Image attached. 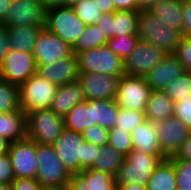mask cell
Returning a JSON list of instances; mask_svg holds the SVG:
<instances>
[{"mask_svg":"<svg viewBox=\"0 0 191 190\" xmlns=\"http://www.w3.org/2000/svg\"><path fill=\"white\" fill-rule=\"evenodd\" d=\"M68 190H117L115 176L95 169L69 175Z\"/></svg>","mask_w":191,"mask_h":190,"instance_id":"obj_17","label":"cell"},{"mask_svg":"<svg viewBox=\"0 0 191 190\" xmlns=\"http://www.w3.org/2000/svg\"><path fill=\"white\" fill-rule=\"evenodd\" d=\"M174 55L183 65L185 71H191V37H182Z\"/></svg>","mask_w":191,"mask_h":190,"instance_id":"obj_41","label":"cell"},{"mask_svg":"<svg viewBox=\"0 0 191 190\" xmlns=\"http://www.w3.org/2000/svg\"><path fill=\"white\" fill-rule=\"evenodd\" d=\"M10 143L6 138L0 136V155L8 153Z\"/></svg>","mask_w":191,"mask_h":190,"instance_id":"obj_52","label":"cell"},{"mask_svg":"<svg viewBox=\"0 0 191 190\" xmlns=\"http://www.w3.org/2000/svg\"><path fill=\"white\" fill-rule=\"evenodd\" d=\"M9 156L15 178H33L37 175L36 142L25 137L10 143Z\"/></svg>","mask_w":191,"mask_h":190,"instance_id":"obj_13","label":"cell"},{"mask_svg":"<svg viewBox=\"0 0 191 190\" xmlns=\"http://www.w3.org/2000/svg\"><path fill=\"white\" fill-rule=\"evenodd\" d=\"M77 17L86 25L97 24L104 15L94 0H82L71 6Z\"/></svg>","mask_w":191,"mask_h":190,"instance_id":"obj_35","label":"cell"},{"mask_svg":"<svg viewBox=\"0 0 191 190\" xmlns=\"http://www.w3.org/2000/svg\"><path fill=\"white\" fill-rule=\"evenodd\" d=\"M44 27L73 47L86 24L75 14L71 6H52L45 11Z\"/></svg>","mask_w":191,"mask_h":190,"instance_id":"obj_4","label":"cell"},{"mask_svg":"<svg viewBox=\"0 0 191 190\" xmlns=\"http://www.w3.org/2000/svg\"><path fill=\"white\" fill-rule=\"evenodd\" d=\"M13 0H0V22H3Z\"/></svg>","mask_w":191,"mask_h":190,"instance_id":"obj_50","label":"cell"},{"mask_svg":"<svg viewBox=\"0 0 191 190\" xmlns=\"http://www.w3.org/2000/svg\"><path fill=\"white\" fill-rule=\"evenodd\" d=\"M52 145L63 167L70 174L91 168L101 153L100 146L86 142L82 133L66 128Z\"/></svg>","mask_w":191,"mask_h":190,"instance_id":"obj_1","label":"cell"},{"mask_svg":"<svg viewBox=\"0 0 191 190\" xmlns=\"http://www.w3.org/2000/svg\"><path fill=\"white\" fill-rule=\"evenodd\" d=\"M117 190H147V187L141 186L139 184H128L117 186Z\"/></svg>","mask_w":191,"mask_h":190,"instance_id":"obj_51","label":"cell"},{"mask_svg":"<svg viewBox=\"0 0 191 190\" xmlns=\"http://www.w3.org/2000/svg\"><path fill=\"white\" fill-rule=\"evenodd\" d=\"M147 190H177L175 165L170 158L162 160L153 171Z\"/></svg>","mask_w":191,"mask_h":190,"instance_id":"obj_27","label":"cell"},{"mask_svg":"<svg viewBox=\"0 0 191 190\" xmlns=\"http://www.w3.org/2000/svg\"><path fill=\"white\" fill-rule=\"evenodd\" d=\"M141 10H120L113 12V37L137 34L138 16Z\"/></svg>","mask_w":191,"mask_h":190,"instance_id":"obj_29","label":"cell"},{"mask_svg":"<svg viewBox=\"0 0 191 190\" xmlns=\"http://www.w3.org/2000/svg\"><path fill=\"white\" fill-rule=\"evenodd\" d=\"M138 41V34H129L108 39L106 45L112 52L124 61L129 56Z\"/></svg>","mask_w":191,"mask_h":190,"instance_id":"obj_36","label":"cell"},{"mask_svg":"<svg viewBox=\"0 0 191 190\" xmlns=\"http://www.w3.org/2000/svg\"><path fill=\"white\" fill-rule=\"evenodd\" d=\"M10 50L9 27L3 22H0V65L5 60Z\"/></svg>","mask_w":191,"mask_h":190,"instance_id":"obj_43","label":"cell"},{"mask_svg":"<svg viewBox=\"0 0 191 190\" xmlns=\"http://www.w3.org/2000/svg\"><path fill=\"white\" fill-rule=\"evenodd\" d=\"M94 125L113 129L118 116L119 106L115 100H93Z\"/></svg>","mask_w":191,"mask_h":190,"instance_id":"obj_30","label":"cell"},{"mask_svg":"<svg viewBox=\"0 0 191 190\" xmlns=\"http://www.w3.org/2000/svg\"><path fill=\"white\" fill-rule=\"evenodd\" d=\"M99 11L103 13L115 12V5L112 0H94Z\"/></svg>","mask_w":191,"mask_h":190,"instance_id":"obj_49","label":"cell"},{"mask_svg":"<svg viewBox=\"0 0 191 190\" xmlns=\"http://www.w3.org/2000/svg\"><path fill=\"white\" fill-rule=\"evenodd\" d=\"M15 179L9 153L0 155V184H10Z\"/></svg>","mask_w":191,"mask_h":190,"instance_id":"obj_42","label":"cell"},{"mask_svg":"<svg viewBox=\"0 0 191 190\" xmlns=\"http://www.w3.org/2000/svg\"><path fill=\"white\" fill-rule=\"evenodd\" d=\"M72 53V47L68 43L43 27L37 36L32 54L37 65H52Z\"/></svg>","mask_w":191,"mask_h":190,"instance_id":"obj_12","label":"cell"},{"mask_svg":"<svg viewBox=\"0 0 191 190\" xmlns=\"http://www.w3.org/2000/svg\"><path fill=\"white\" fill-rule=\"evenodd\" d=\"M100 152L91 169L116 176L124 160V155L108 144L100 147Z\"/></svg>","mask_w":191,"mask_h":190,"instance_id":"obj_28","label":"cell"},{"mask_svg":"<svg viewBox=\"0 0 191 190\" xmlns=\"http://www.w3.org/2000/svg\"><path fill=\"white\" fill-rule=\"evenodd\" d=\"M160 0H138L140 10H147L150 6L157 3Z\"/></svg>","mask_w":191,"mask_h":190,"instance_id":"obj_53","label":"cell"},{"mask_svg":"<svg viewBox=\"0 0 191 190\" xmlns=\"http://www.w3.org/2000/svg\"><path fill=\"white\" fill-rule=\"evenodd\" d=\"M64 129V117L50 109L36 110L26 116V137L37 144H53Z\"/></svg>","mask_w":191,"mask_h":190,"instance_id":"obj_5","label":"cell"},{"mask_svg":"<svg viewBox=\"0 0 191 190\" xmlns=\"http://www.w3.org/2000/svg\"><path fill=\"white\" fill-rule=\"evenodd\" d=\"M79 73H96L121 77L125 74L123 60L107 45L76 54Z\"/></svg>","mask_w":191,"mask_h":190,"instance_id":"obj_6","label":"cell"},{"mask_svg":"<svg viewBox=\"0 0 191 190\" xmlns=\"http://www.w3.org/2000/svg\"><path fill=\"white\" fill-rule=\"evenodd\" d=\"M0 136L11 143L26 137V116L22 110L0 113Z\"/></svg>","mask_w":191,"mask_h":190,"instance_id":"obj_26","label":"cell"},{"mask_svg":"<svg viewBox=\"0 0 191 190\" xmlns=\"http://www.w3.org/2000/svg\"><path fill=\"white\" fill-rule=\"evenodd\" d=\"M116 11L140 10L138 0H112Z\"/></svg>","mask_w":191,"mask_h":190,"instance_id":"obj_48","label":"cell"},{"mask_svg":"<svg viewBox=\"0 0 191 190\" xmlns=\"http://www.w3.org/2000/svg\"><path fill=\"white\" fill-rule=\"evenodd\" d=\"M109 135V129L103 128L98 125L86 128L82 133V136L86 142L92 143L100 147L108 144Z\"/></svg>","mask_w":191,"mask_h":190,"instance_id":"obj_39","label":"cell"},{"mask_svg":"<svg viewBox=\"0 0 191 190\" xmlns=\"http://www.w3.org/2000/svg\"><path fill=\"white\" fill-rule=\"evenodd\" d=\"M37 175L35 179L42 187L67 186L70 173L63 167L52 144H37Z\"/></svg>","mask_w":191,"mask_h":190,"instance_id":"obj_8","label":"cell"},{"mask_svg":"<svg viewBox=\"0 0 191 190\" xmlns=\"http://www.w3.org/2000/svg\"><path fill=\"white\" fill-rule=\"evenodd\" d=\"M187 72H188L189 79H190V82H191V71H187Z\"/></svg>","mask_w":191,"mask_h":190,"instance_id":"obj_58","label":"cell"},{"mask_svg":"<svg viewBox=\"0 0 191 190\" xmlns=\"http://www.w3.org/2000/svg\"><path fill=\"white\" fill-rule=\"evenodd\" d=\"M46 8L40 0H13L3 21L8 27L45 25Z\"/></svg>","mask_w":191,"mask_h":190,"instance_id":"obj_14","label":"cell"},{"mask_svg":"<svg viewBox=\"0 0 191 190\" xmlns=\"http://www.w3.org/2000/svg\"><path fill=\"white\" fill-rule=\"evenodd\" d=\"M81 1L82 0H60V5L61 6H72Z\"/></svg>","mask_w":191,"mask_h":190,"instance_id":"obj_55","label":"cell"},{"mask_svg":"<svg viewBox=\"0 0 191 190\" xmlns=\"http://www.w3.org/2000/svg\"><path fill=\"white\" fill-rule=\"evenodd\" d=\"M40 2L46 9L52 6L60 5V0H40Z\"/></svg>","mask_w":191,"mask_h":190,"instance_id":"obj_54","label":"cell"},{"mask_svg":"<svg viewBox=\"0 0 191 190\" xmlns=\"http://www.w3.org/2000/svg\"><path fill=\"white\" fill-rule=\"evenodd\" d=\"M163 92L173 101H183L191 94V82L186 71L175 80H172L163 90Z\"/></svg>","mask_w":191,"mask_h":190,"instance_id":"obj_34","label":"cell"},{"mask_svg":"<svg viewBox=\"0 0 191 190\" xmlns=\"http://www.w3.org/2000/svg\"><path fill=\"white\" fill-rule=\"evenodd\" d=\"M146 121L144 112L119 108L118 116L113 129L132 132Z\"/></svg>","mask_w":191,"mask_h":190,"instance_id":"obj_33","label":"cell"},{"mask_svg":"<svg viewBox=\"0 0 191 190\" xmlns=\"http://www.w3.org/2000/svg\"><path fill=\"white\" fill-rule=\"evenodd\" d=\"M148 13L161 19L169 27H174L182 32L184 26V3L183 0H160L150 6Z\"/></svg>","mask_w":191,"mask_h":190,"instance_id":"obj_22","label":"cell"},{"mask_svg":"<svg viewBox=\"0 0 191 190\" xmlns=\"http://www.w3.org/2000/svg\"><path fill=\"white\" fill-rule=\"evenodd\" d=\"M36 73L57 86L78 81L77 56L75 53H72L70 56L59 60L56 64L37 65Z\"/></svg>","mask_w":191,"mask_h":190,"instance_id":"obj_18","label":"cell"},{"mask_svg":"<svg viewBox=\"0 0 191 190\" xmlns=\"http://www.w3.org/2000/svg\"><path fill=\"white\" fill-rule=\"evenodd\" d=\"M108 39L97 24L86 25L76 44L72 47L73 53L105 46Z\"/></svg>","mask_w":191,"mask_h":190,"instance_id":"obj_31","label":"cell"},{"mask_svg":"<svg viewBox=\"0 0 191 190\" xmlns=\"http://www.w3.org/2000/svg\"><path fill=\"white\" fill-rule=\"evenodd\" d=\"M184 3V26L182 35L191 37V0H183Z\"/></svg>","mask_w":191,"mask_h":190,"instance_id":"obj_47","label":"cell"},{"mask_svg":"<svg viewBox=\"0 0 191 190\" xmlns=\"http://www.w3.org/2000/svg\"><path fill=\"white\" fill-rule=\"evenodd\" d=\"M119 79L113 75L79 73L78 82L86 100H115Z\"/></svg>","mask_w":191,"mask_h":190,"instance_id":"obj_15","label":"cell"},{"mask_svg":"<svg viewBox=\"0 0 191 190\" xmlns=\"http://www.w3.org/2000/svg\"><path fill=\"white\" fill-rule=\"evenodd\" d=\"M58 86L38 73L33 74L20 87V108L25 116L29 113L49 109Z\"/></svg>","mask_w":191,"mask_h":190,"instance_id":"obj_7","label":"cell"},{"mask_svg":"<svg viewBox=\"0 0 191 190\" xmlns=\"http://www.w3.org/2000/svg\"><path fill=\"white\" fill-rule=\"evenodd\" d=\"M137 34L139 40L153 44L167 54L175 53L183 37L180 30L162 23L146 10H141L138 16Z\"/></svg>","mask_w":191,"mask_h":190,"instance_id":"obj_2","label":"cell"},{"mask_svg":"<svg viewBox=\"0 0 191 190\" xmlns=\"http://www.w3.org/2000/svg\"><path fill=\"white\" fill-rule=\"evenodd\" d=\"M171 160L175 165L177 190H191V161Z\"/></svg>","mask_w":191,"mask_h":190,"instance_id":"obj_38","label":"cell"},{"mask_svg":"<svg viewBox=\"0 0 191 190\" xmlns=\"http://www.w3.org/2000/svg\"><path fill=\"white\" fill-rule=\"evenodd\" d=\"M170 159H178L181 161H191V132L188 135L187 139L184 143L180 146L179 150L176 154Z\"/></svg>","mask_w":191,"mask_h":190,"instance_id":"obj_46","label":"cell"},{"mask_svg":"<svg viewBox=\"0 0 191 190\" xmlns=\"http://www.w3.org/2000/svg\"><path fill=\"white\" fill-rule=\"evenodd\" d=\"M16 110H21L19 86L0 79V113Z\"/></svg>","mask_w":191,"mask_h":190,"instance_id":"obj_32","label":"cell"},{"mask_svg":"<svg viewBox=\"0 0 191 190\" xmlns=\"http://www.w3.org/2000/svg\"><path fill=\"white\" fill-rule=\"evenodd\" d=\"M162 153L170 158L176 154L187 139L190 130L175 116L155 123Z\"/></svg>","mask_w":191,"mask_h":190,"instance_id":"obj_16","label":"cell"},{"mask_svg":"<svg viewBox=\"0 0 191 190\" xmlns=\"http://www.w3.org/2000/svg\"><path fill=\"white\" fill-rule=\"evenodd\" d=\"M85 100L80 83L75 81L58 86L49 109L55 114L65 117L76 104Z\"/></svg>","mask_w":191,"mask_h":190,"instance_id":"obj_21","label":"cell"},{"mask_svg":"<svg viewBox=\"0 0 191 190\" xmlns=\"http://www.w3.org/2000/svg\"><path fill=\"white\" fill-rule=\"evenodd\" d=\"M151 92L144 76L124 74L118 82L115 102L119 108L144 112Z\"/></svg>","mask_w":191,"mask_h":190,"instance_id":"obj_9","label":"cell"},{"mask_svg":"<svg viewBox=\"0 0 191 190\" xmlns=\"http://www.w3.org/2000/svg\"><path fill=\"white\" fill-rule=\"evenodd\" d=\"M130 135L133 149L146 154L157 155L162 160L167 159L162 153L155 123L146 120L143 124L130 132Z\"/></svg>","mask_w":191,"mask_h":190,"instance_id":"obj_20","label":"cell"},{"mask_svg":"<svg viewBox=\"0 0 191 190\" xmlns=\"http://www.w3.org/2000/svg\"><path fill=\"white\" fill-rule=\"evenodd\" d=\"M112 20H113V12H110V13H104L102 18L97 22V25L100 27L102 33H104L107 39L113 38Z\"/></svg>","mask_w":191,"mask_h":190,"instance_id":"obj_45","label":"cell"},{"mask_svg":"<svg viewBox=\"0 0 191 190\" xmlns=\"http://www.w3.org/2000/svg\"><path fill=\"white\" fill-rule=\"evenodd\" d=\"M42 190H68L67 186L63 187H43Z\"/></svg>","mask_w":191,"mask_h":190,"instance_id":"obj_57","label":"cell"},{"mask_svg":"<svg viewBox=\"0 0 191 190\" xmlns=\"http://www.w3.org/2000/svg\"><path fill=\"white\" fill-rule=\"evenodd\" d=\"M13 190H42L40 183L33 178H15L12 182Z\"/></svg>","mask_w":191,"mask_h":190,"instance_id":"obj_44","label":"cell"},{"mask_svg":"<svg viewBox=\"0 0 191 190\" xmlns=\"http://www.w3.org/2000/svg\"><path fill=\"white\" fill-rule=\"evenodd\" d=\"M44 26L23 25L9 27V42L11 49L21 53H33L37 36Z\"/></svg>","mask_w":191,"mask_h":190,"instance_id":"obj_25","label":"cell"},{"mask_svg":"<svg viewBox=\"0 0 191 190\" xmlns=\"http://www.w3.org/2000/svg\"><path fill=\"white\" fill-rule=\"evenodd\" d=\"M183 65L174 54H167L163 60L144 79L152 91H163L172 81L185 73Z\"/></svg>","mask_w":191,"mask_h":190,"instance_id":"obj_19","label":"cell"},{"mask_svg":"<svg viewBox=\"0 0 191 190\" xmlns=\"http://www.w3.org/2000/svg\"><path fill=\"white\" fill-rule=\"evenodd\" d=\"M64 124L66 129L79 133L94 126L93 100L76 104L64 117Z\"/></svg>","mask_w":191,"mask_h":190,"instance_id":"obj_23","label":"cell"},{"mask_svg":"<svg viewBox=\"0 0 191 190\" xmlns=\"http://www.w3.org/2000/svg\"><path fill=\"white\" fill-rule=\"evenodd\" d=\"M144 114L148 121L153 123L161 122L173 116L174 102L163 91H152Z\"/></svg>","mask_w":191,"mask_h":190,"instance_id":"obj_24","label":"cell"},{"mask_svg":"<svg viewBox=\"0 0 191 190\" xmlns=\"http://www.w3.org/2000/svg\"><path fill=\"white\" fill-rule=\"evenodd\" d=\"M0 190H13L12 183L10 184H0Z\"/></svg>","mask_w":191,"mask_h":190,"instance_id":"obj_56","label":"cell"},{"mask_svg":"<svg viewBox=\"0 0 191 190\" xmlns=\"http://www.w3.org/2000/svg\"><path fill=\"white\" fill-rule=\"evenodd\" d=\"M161 161L162 159L157 155L146 154L132 149L124 157L122 165L115 176L116 186L139 184L147 187L151 174Z\"/></svg>","mask_w":191,"mask_h":190,"instance_id":"obj_3","label":"cell"},{"mask_svg":"<svg viewBox=\"0 0 191 190\" xmlns=\"http://www.w3.org/2000/svg\"><path fill=\"white\" fill-rule=\"evenodd\" d=\"M191 131V94L183 101L174 102V114Z\"/></svg>","mask_w":191,"mask_h":190,"instance_id":"obj_40","label":"cell"},{"mask_svg":"<svg viewBox=\"0 0 191 190\" xmlns=\"http://www.w3.org/2000/svg\"><path fill=\"white\" fill-rule=\"evenodd\" d=\"M167 55L161 48L139 40L129 56L123 61L125 74L145 76Z\"/></svg>","mask_w":191,"mask_h":190,"instance_id":"obj_10","label":"cell"},{"mask_svg":"<svg viewBox=\"0 0 191 190\" xmlns=\"http://www.w3.org/2000/svg\"><path fill=\"white\" fill-rule=\"evenodd\" d=\"M37 71L32 53H21L11 49L0 65V79L21 86Z\"/></svg>","mask_w":191,"mask_h":190,"instance_id":"obj_11","label":"cell"},{"mask_svg":"<svg viewBox=\"0 0 191 190\" xmlns=\"http://www.w3.org/2000/svg\"><path fill=\"white\" fill-rule=\"evenodd\" d=\"M108 145L123 154L124 157L133 149L130 133L119 129H110Z\"/></svg>","mask_w":191,"mask_h":190,"instance_id":"obj_37","label":"cell"}]
</instances>
